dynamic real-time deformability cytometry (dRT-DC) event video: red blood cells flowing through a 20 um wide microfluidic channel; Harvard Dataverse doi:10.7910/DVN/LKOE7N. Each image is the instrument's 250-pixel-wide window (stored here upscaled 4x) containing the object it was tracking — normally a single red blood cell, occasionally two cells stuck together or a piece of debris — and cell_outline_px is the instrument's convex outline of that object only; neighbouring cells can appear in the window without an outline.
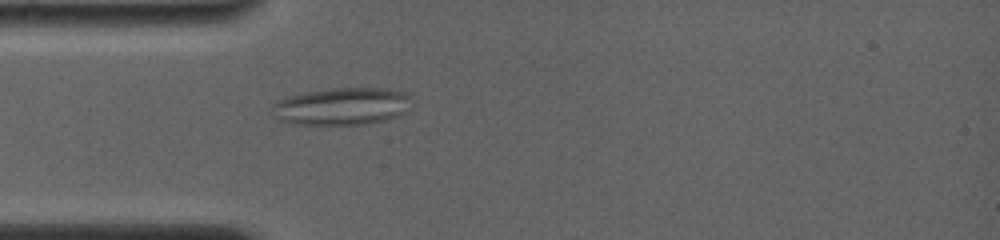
{"species": "common noctule bat (a hibernating species)", "species_latin": "Nyctalus noctula", "temperature_condition": "room temperature", "stored_images_in_passage": 6, "camera_frame_rate_fps": 4000, "um_per_image_px": 0.085, "animal": {"sex": "female", "body_mass_g": 19.0, "forearm_length_mm": 56.7}, "frame": {"image": 1, "passage_image": 6, "time_ms": 4.25, "image_size_px": [1000, 240], "cell_outline_px": [[412, 108], [396, 116], [384, 120], [368, 124], [288, 124], [272, 116], [272, 104], [288, 96], [308, 92], [332, 88], [388, 88], [404, 92], [408, 96]], "centroid_in_image_um": [29.05, 9.04], "position_along_channel_um": 56.0, "area_um2": 30.4}}